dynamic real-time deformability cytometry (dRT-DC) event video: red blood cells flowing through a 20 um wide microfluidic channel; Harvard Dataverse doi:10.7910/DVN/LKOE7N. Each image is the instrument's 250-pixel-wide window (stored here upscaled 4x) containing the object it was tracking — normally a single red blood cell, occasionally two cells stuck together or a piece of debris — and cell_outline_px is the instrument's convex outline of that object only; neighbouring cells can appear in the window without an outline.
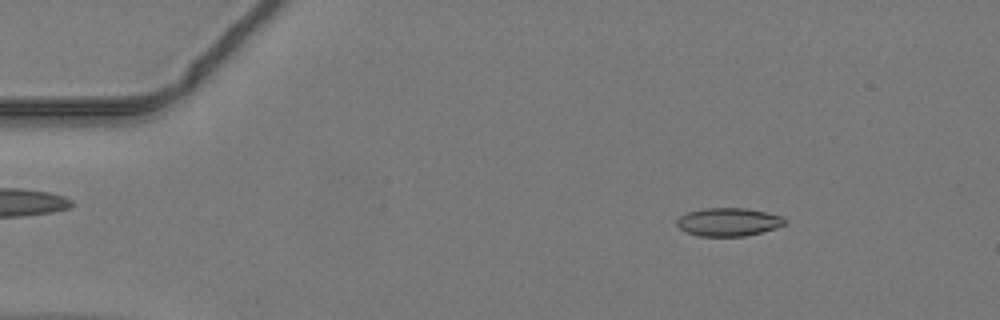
{"species": "common noctule bat (a hibernating species)", "species_latin": "Nyctalus noctula", "temperature_condition": "warm", "stored_images_in_passage": 47, "camera_frame_rate_fps": 3000, "um_per_image_px": 0.085, "animal": {"sex": "male", "body_mass_g": 19.2, "forearm_length_mm": 51.8}, "frame": {"image": 1, "passage_image": 6, "time_ms": 1.667, "image_size_px": [1000, 320], "cell_outline_px": [[788, 220], [784, 224], [776, 228], [744, 236], [700, 236], [688, 232], [680, 228], [676, 224], [676, 220], [680, 216], [688, 212], [704, 208], [748, 208], [784, 216]], "centroid_in_image_um": [61.95, 18.85], "position_along_channel_um": 23.1, "area_um2": 17.74}}
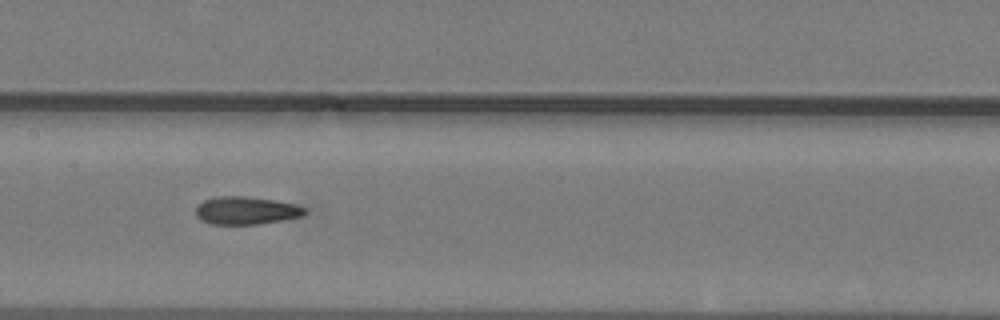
{"frame": {"image": 2, "passage_image": 23, "time_ms": 7.333, "image_size_px": [1000, 320], "cell_outline_px": [[308, 212], [300, 216], [260, 224], [212, 224], [200, 220], [196, 216], [196, 208], [204, 200], [216, 196], [244, 196], [276, 200], [296, 204], [304, 208]], "centroid_in_image_um": [20.9, 17.89], "position_along_channel_um": 186.5, "area_um2": 17.63}}
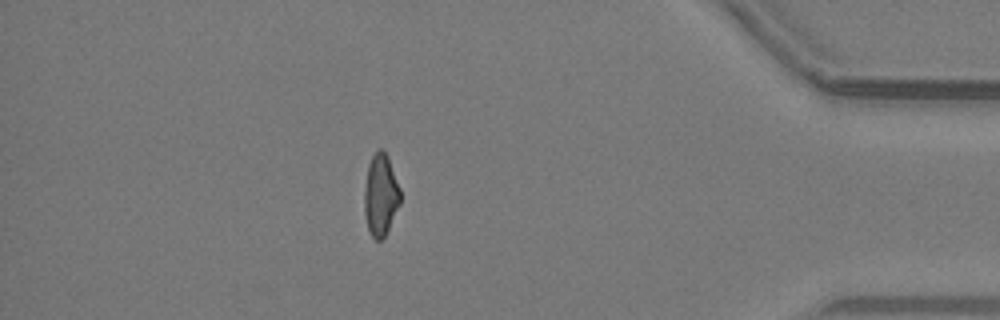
{"frame": {"image": 3, "passage_image": 41, "time_ms": 13.333, "image_size_px": [1000, 320], "cell_outline_px": [[400, 204], [384, 236], [380, 240], [376, 240], [372, 236], [368, 228], [364, 212], [364, 188], [368, 164], [376, 148], [380, 148], [388, 156], [400, 188]], "centroid_in_image_um": [32.34, 16.53], "position_along_channel_um": 402.9, "area_um2": 17.11}}